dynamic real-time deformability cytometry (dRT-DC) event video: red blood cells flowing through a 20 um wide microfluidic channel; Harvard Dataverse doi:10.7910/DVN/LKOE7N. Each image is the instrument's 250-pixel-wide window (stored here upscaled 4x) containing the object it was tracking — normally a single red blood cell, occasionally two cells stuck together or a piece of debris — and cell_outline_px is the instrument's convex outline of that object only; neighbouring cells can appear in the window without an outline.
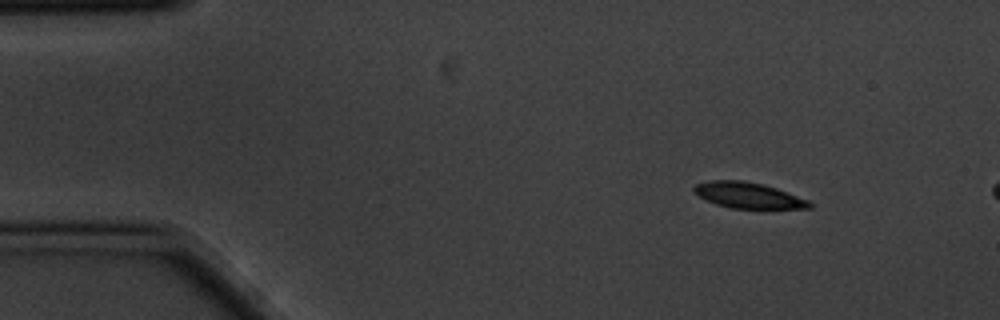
{"species": "common noctule bat (a hibernating species)", "species_latin": "Nyctalus noctula", "temperature_condition": "cold", "stored_images_in_passage": 3, "camera_frame_rate_fps": 3000, "um_per_image_px": 0.085, "animal": {"sex": "male", "body_mass_g": 20.1, "forearm_length_mm": 53.5}, "frame": {"image": 1, "passage_image": 1, "time_ms": 0.0, "image_size_px": [1000, 320], "cell_outline_px": [[812, 208], [764, 212], [760, 212], [732, 208], [716, 204], [700, 196], [692, 188], [696, 184], [708, 180], [740, 180], [764, 184], [776, 188], [808, 200], [812, 204]], "centroid_in_image_um": [63.71, 16.67], "position_along_channel_um": 21.3, "area_um2": 18.32}}